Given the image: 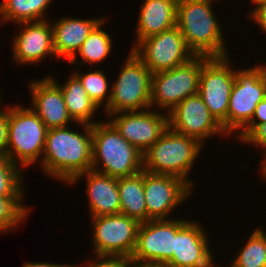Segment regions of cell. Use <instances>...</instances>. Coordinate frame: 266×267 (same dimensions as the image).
Returning <instances> with one entry per match:
<instances>
[{"instance_id":"obj_1","label":"cell","mask_w":266,"mask_h":267,"mask_svg":"<svg viewBox=\"0 0 266 267\" xmlns=\"http://www.w3.org/2000/svg\"><path fill=\"white\" fill-rule=\"evenodd\" d=\"M83 132L67 127L48 129L42 156V170L69 184L92 167V125L82 124Z\"/></svg>"},{"instance_id":"obj_2","label":"cell","mask_w":266,"mask_h":267,"mask_svg":"<svg viewBox=\"0 0 266 267\" xmlns=\"http://www.w3.org/2000/svg\"><path fill=\"white\" fill-rule=\"evenodd\" d=\"M214 0H178L176 26L195 56L227 57L221 25L211 9Z\"/></svg>"},{"instance_id":"obj_3","label":"cell","mask_w":266,"mask_h":267,"mask_svg":"<svg viewBox=\"0 0 266 267\" xmlns=\"http://www.w3.org/2000/svg\"><path fill=\"white\" fill-rule=\"evenodd\" d=\"M103 169L98 165L100 163ZM92 170L123 178L143 170V155L108 122L92 125Z\"/></svg>"},{"instance_id":"obj_4","label":"cell","mask_w":266,"mask_h":267,"mask_svg":"<svg viewBox=\"0 0 266 267\" xmlns=\"http://www.w3.org/2000/svg\"><path fill=\"white\" fill-rule=\"evenodd\" d=\"M198 140L177 133L168 127L160 138L143 155V170L153 174L173 175L191 188L189 176L198 154L203 149Z\"/></svg>"},{"instance_id":"obj_5","label":"cell","mask_w":266,"mask_h":267,"mask_svg":"<svg viewBox=\"0 0 266 267\" xmlns=\"http://www.w3.org/2000/svg\"><path fill=\"white\" fill-rule=\"evenodd\" d=\"M10 107L5 155L21 168H27L40 159V156L42 159L48 129L30 107Z\"/></svg>"},{"instance_id":"obj_6","label":"cell","mask_w":266,"mask_h":267,"mask_svg":"<svg viewBox=\"0 0 266 267\" xmlns=\"http://www.w3.org/2000/svg\"><path fill=\"white\" fill-rule=\"evenodd\" d=\"M116 82L111 85V97L106 113L142 111L151 108L152 73L143 62L129 52Z\"/></svg>"},{"instance_id":"obj_7","label":"cell","mask_w":266,"mask_h":267,"mask_svg":"<svg viewBox=\"0 0 266 267\" xmlns=\"http://www.w3.org/2000/svg\"><path fill=\"white\" fill-rule=\"evenodd\" d=\"M205 56H194L188 62L170 70L153 73L151 108L158 106L170 113L181 101L198 93ZM169 110V111H168Z\"/></svg>"},{"instance_id":"obj_8","label":"cell","mask_w":266,"mask_h":267,"mask_svg":"<svg viewBox=\"0 0 266 267\" xmlns=\"http://www.w3.org/2000/svg\"><path fill=\"white\" fill-rule=\"evenodd\" d=\"M91 220L96 256L131 258L140 226L138 220L122 213L91 217Z\"/></svg>"},{"instance_id":"obj_9","label":"cell","mask_w":266,"mask_h":267,"mask_svg":"<svg viewBox=\"0 0 266 267\" xmlns=\"http://www.w3.org/2000/svg\"><path fill=\"white\" fill-rule=\"evenodd\" d=\"M131 50L152 74L173 69L195 56L177 26L141 40Z\"/></svg>"},{"instance_id":"obj_10","label":"cell","mask_w":266,"mask_h":267,"mask_svg":"<svg viewBox=\"0 0 266 267\" xmlns=\"http://www.w3.org/2000/svg\"><path fill=\"white\" fill-rule=\"evenodd\" d=\"M229 56L209 58L201 67L198 94L215 120L222 125L228 119L235 70Z\"/></svg>"},{"instance_id":"obj_11","label":"cell","mask_w":266,"mask_h":267,"mask_svg":"<svg viewBox=\"0 0 266 267\" xmlns=\"http://www.w3.org/2000/svg\"><path fill=\"white\" fill-rule=\"evenodd\" d=\"M265 97L266 91L255 67L235 70L228 119L221 125L226 134L242 130L252 120L257 104Z\"/></svg>"},{"instance_id":"obj_12","label":"cell","mask_w":266,"mask_h":267,"mask_svg":"<svg viewBox=\"0 0 266 267\" xmlns=\"http://www.w3.org/2000/svg\"><path fill=\"white\" fill-rule=\"evenodd\" d=\"M192 189L179 177L144 171L147 221L167 219L176 206L190 197Z\"/></svg>"},{"instance_id":"obj_13","label":"cell","mask_w":266,"mask_h":267,"mask_svg":"<svg viewBox=\"0 0 266 267\" xmlns=\"http://www.w3.org/2000/svg\"><path fill=\"white\" fill-rule=\"evenodd\" d=\"M145 109L143 111L120 112L109 121L120 135L142 154L151 147L169 127L168 114ZM119 114V115H118ZM117 115V116H115ZM167 115V116H166Z\"/></svg>"},{"instance_id":"obj_14","label":"cell","mask_w":266,"mask_h":267,"mask_svg":"<svg viewBox=\"0 0 266 267\" xmlns=\"http://www.w3.org/2000/svg\"><path fill=\"white\" fill-rule=\"evenodd\" d=\"M176 219L149 220L140 223L136 246L130 259L166 265L172 258Z\"/></svg>"},{"instance_id":"obj_15","label":"cell","mask_w":266,"mask_h":267,"mask_svg":"<svg viewBox=\"0 0 266 267\" xmlns=\"http://www.w3.org/2000/svg\"><path fill=\"white\" fill-rule=\"evenodd\" d=\"M168 124L173 131L195 138L202 145L206 138L227 135L198 93L187 97L168 113Z\"/></svg>"},{"instance_id":"obj_16","label":"cell","mask_w":266,"mask_h":267,"mask_svg":"<svg viewBox=\"0 0 266 267\" xmlns=\"http://www.w3.org/2000/svg\"><path fill=\"white\" fill-rule=\"evenodd\" d=\"M213 260L202 226L193 220L176 219L173 255L165 267H211Z\"/></svg>"},{"instance_id":"obj_17","label":"cell","mask_w":266,"mask_h":267,"mask_svg":"<svg viewBox=\"0 0 266 267\" xmlns=\"http://www.w3.org/2000/svg\"><path fill=\"white\" fill-rule=\"evenodd\" d=\"M23 29L12 38V53L15 62L40 63L42 58L56 56L53 45V30L48 20L18 23ZM25 27V28H24Z\"/></svg>"},{"instance_id":"obj_18","label":"cell","mask_w":266,"mask_h":267,"mask_svg":"<svg viewBox=\"0 0 266 267\" xmlns=\"http://www.w3.org/2000/svg\"><path fill=\"white\" fill-rule=\"evenodd\" d=\"M29 89L32 110L40 117L47 129L67 127L74 123L68 110L60 87L48 76L30 81Z\"/></svg>"},{"instance_id":"obj_19","label":"cell","mask_w":266,"mask_h":267,"mask_svg":"<svg viewBox=\"0 0 266 267\" xmlns=\"http://www.w3.org/2000/svg\"><path fill=\"white\" fill-rule=\"evenodd\" d=\"M86 176L87 195L91 217L120 213L118 179L106 174L89 170L76 176L69 185Z\"/></svg>"},{"instance_id":"obj_20","label":"cell","mask_w":266,"mask_h":267,"mask_svg":"<svg viewBox=\"0 0 266 267\" xmlns=\"http://www.w3.org/2000/svg\"><path fill=\"white\" fill-rule=\"evenodd\" d=\"M105 18H62L52 23L53 45L56 57L70 60L79 50L91 31Z\"/></svg>"},{"instance_id":"obj_21","label":"cell","mask_w":266,"mask_h":267,"mask_svg":"<svg viewBox=\"0 0 266 267\" xmlns=\"http://www.w3.org/2000/svg\"><path fill=\"white\" fill-rule=\"evenodd\" d=\"M177 1L144 0L137 20V42L132 45V49L141 40L176 26Z\"/></svg>"},{"instance_id":"obj_22","label":"cell","mask_w":266,"mask_h":267,"mask_svg":"<svg viewBox=\"0 0 266 267\" xmlns=\"http://www.w3.org/2000/svg\"><path fill=\"white\" fill-rule=\"evenodd\" d=\"M49 77L60 87L71 119L75 123L94 125L96 122L91 119L99 108L89 98L80 79L72 72L68 81L60 85L56 78L51 75Z\"/></svg>"},{"instance_id":"obj_23","label":"cell","mask_w":266,"mask_h":267,"mask_svg":"<svg viewBox=\"0 0 266 267\" xmlns=\"http://www.w3.org/2000/svg\"><path fill=\"white\" fill-rule=\"evenodd\" d=\"M120 213L138 220L147 221L144 194V170L137 174L118 178Z\"/></svg>"},{"instance_id":"obj_24","label":"cell","mask_w":266,"mask_h":267,"mask_svg":"<svg viewBox=\"0 0 266 267\" xmlns=\"http://www.w3.org/2000/svg\"><path fill=\"white\" fill-rule=\"evenodd\" d=\"M52 0H3L0 3L1 21L36 22L47 20L44 15Z\"/></svg>"},{"instance_id":"obj_25","label":"cell","mask_w":266,"mask_h":267,"mask_svg":"<svg viewBox=\"0 0 266 267\" xmlns=\"http://www.w3.org/2000/svg\"><path fill=\"white\" fill-rule=\"evenodd\" d=\"M105 19L100 22L88 35L76 54L69 60L70 63H77V54L82 57L86 64L102 62L111 53L112 39L108 32L104 31L102 26L106 24ZM76 56V57H75Z\"/></svg>"},{"instance_id":"obj_26","label":"cell","mask_w":266,"mask_h":267,"mask_svg":"<svg viewBox=\"0 0 266 267\" xmlns=\"http://www.w3.org/2000/svg\"><path fill=\"white\" fill-rule=\"evenodd\" d=\"M231 267H266V233L257 228L249 237Z\"/></svg>"},{"instance_id":"obj_27","label":"cell","mask_w":266,"mask_h":267,"mask_svg":"<svg viewBox=\"0 0 266 267\" xmlns=\"http://www.w3.org/2000/svg\"><path fill=\"white\" fill-rule=\"evenodd\" d=\"M19 165L0 154V198H23L22 172Z\"/></svg>"},{"instance_id":"obj_28","label":"cell","mask_w":266,"mask_h":267,"mask_svg":"<svg viewBox=\"0 0 266 267\" xmlns=\"http://www.w3.org/2000/svg\"><path fill=\"white\" fill-rule=\"evenodd\" d=\"M74 74L80 79L89 98L98 108H100V105H102L104 101H107L104 108L106 109L110 102L111 88L109 87L107 76L104 74L103 70L99 69L85 74L76 71Z\"/></svg>"},{"instance_id":"obj_29","label":"cell","mask_w":266,"mask_h":267,"mask_svg":"<svg viewBox=\"0 0 266 267\" xmlns=\"http://www.w3.org/2000/svg\"><path fill=\"white\" fill-rule=\"evenodd\" d=\"M22 198H0V233L15 230L24 222L29 208L23 206Z\"/></svg>"},{"instance_id":"obj_30","label":"cell","mask_w":266,"mask_h":267,"mask_svg":"<svg viewBox=\"0 0 266 267\" xmlns=\"http://www.w3.org/2000/svg\"><path fill=\"white\" fill-rule=\"evenodd\" d=\"M239 141L249 145L256 144L257 146L265 148L266 152V122L259 125H246L240 132H238Z\"/></svg>"},{"instance_id":"obj_31","label":"cell","mask_w":266,"mask_h":267,"mask_svg":"<svg viewBox=\"0 0 266 267\" xmlns=\"http://www.w3.org/2000/svg\"><path fill=\"white\" fill-rule=\"evenodd\" d=\"M7 110L0 109V154H6L9 130V106Z\"/></svg>"},{"instance_id":"obj_32","label":"cell","mask_w":266,"mask_h":267,"mask_svg":"<svg viewBox=\"0 0 266 267\" xmlns=\"http://www.w3.org/2000/svg\"><path fill=\"white\" fill-rule=\"evenodd\" d=\"M127 259L121 257L97 256L96 261L84 267H126Z\"/></svg>"},{"instance_id":"obj_33","label":"cell","mask_w":266,"mask_h":267,"mask_svg":"<svg viewBox=\"0 0 266 267\" xmlns=\"http://www.w3.org/2000/svg\"><path fill=\"white\" fill-rule=\"evenodd\" d=\"M254 5L256 7L250 14L251 19H253L254 22H256V24L266 33V0H257L254 2Z\"/></svg>"},{"instance_id":"obj_34","label":"cell","mask_w":266,"mask_h":267,"mask_svg":"<svg viewBox=\"0 0 266 267\" xmlns=\"http://www.w3.org/2000/svg\"><path fill=\"white\" fill-rule=\"evenodd\" d=\"M264 122H266V97L257 104L252 120L247 125H259Z\"/></svg>"},{"instance_id":"obj_35","label":"cell","mask_w":266,"mask_h":267,"mask_svg":"<svg viewBox=\"0 0 266 267\" xmlns=\"http://www.w3.org/2000/svg\"><path fill=\"white\" fill-rule=\"evenodd\" d=\"M126 267H165V266L157 263L139 262L129 258L127 259Z\"/></svg>"},{"instance_id":"obj_36","label":"cell","mask_w":266,"mask_h":267,"mask_svg":"<svg viewBox=\"0 0 266 267\" xmlns=\"http://www.w3.org/2000/svg\"><path fill=\"white\" fill-rule=\"evenodd\" d=\"M22 267H70V265L46 263V262H27Z\"/></svg>"},{"instance_id":"obj_37","label":"cell","mask_w":266,"mask_h":267,"mask_svg":"<svg viewBox=\"0 0 266 267\" xmlns=\"http://www.w3.org/2000/svg\"><path fill=\"white\" fill-rule=\"evenodd\" d=\"M257 69V71L259 72L260 74V78L262 80V83H263V86H264V89L266 91V64L265 66L263 65H258L257 67H255Z\"/></svg>"},{"instance_id":"obj_38","label":"cell","mask_w":266,"mask_h":267,"mask_svg":"<svg viewBox=\"0 0 266 267\" xmlns=\"http://www.w3.org/2000/svg\"><path fill=\"white\" fill-rule=\"evenodd\" d=\"M262 168H260L261 169V173H262V176H263V178H265L266 179V152H265V154H264V158H263V161H262Z\"/></svg>"}]
</instances>
